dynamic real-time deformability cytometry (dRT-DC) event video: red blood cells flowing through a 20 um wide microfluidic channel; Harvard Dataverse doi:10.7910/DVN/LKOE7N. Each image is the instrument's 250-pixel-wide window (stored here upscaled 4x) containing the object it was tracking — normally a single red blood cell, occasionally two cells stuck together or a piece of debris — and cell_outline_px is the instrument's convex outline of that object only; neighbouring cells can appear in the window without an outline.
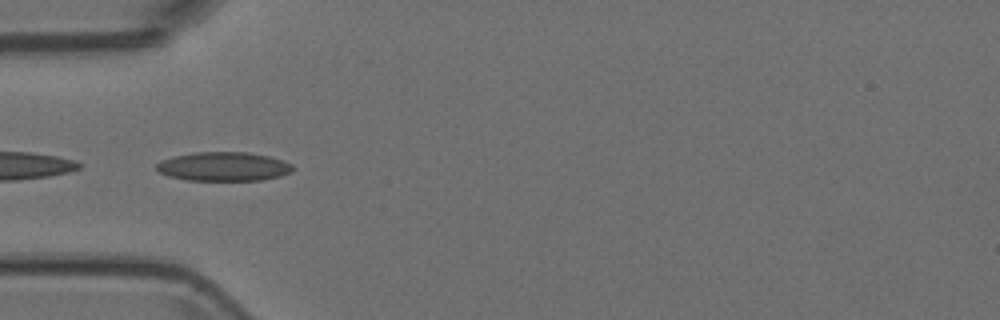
{"species": "Egyptian fruit bat (a non-hibernating species)", "species_latin": "Rousettus aegyptiacus", "temperature_condition": "room temperature", "stored_images_in_passage": 54, "camera_frame_rate_fps": 3000, "um_per_image_px": 0.085, "animal": {"sex": "female"}, "frame": {"image": 1, "passage_image": 17, "time_ms": 5.333, "image_size_px": [1000, 320], "cell_outline_px": [[292, 172], [280, 176], [260, 180], [188, 180], [168, 176], [160, 172], [156, 168], [156, 164], [160, 160], [172, 156], [192, 152], [248, 152], [268, 156], [284, 160], [292, 164]], "centroid_in_image_um": [18.99, 14.14], "position_along_channel_um": 66.0, "area_um2": 23.12}}
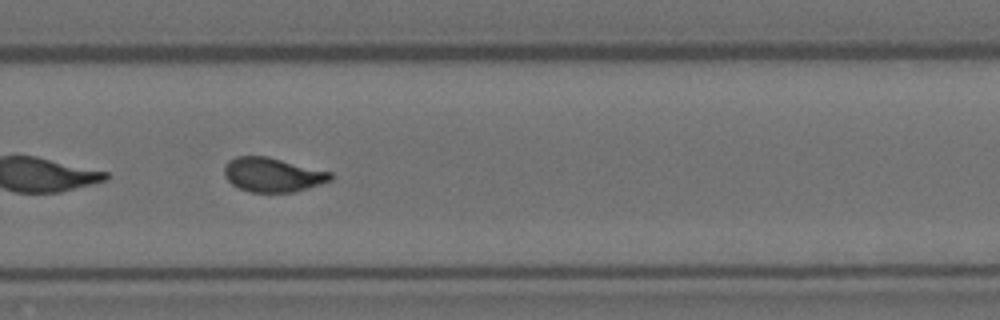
{"frame": {"image": 2, "passage_image": 36, "time_ms": 11.667, "image_size_px": [1000, 320], "cell_outline_px": [[332, 180], [320, 184], [292, 192], [248, 192], [232, 184], [224, 176], [224, 164], [228, 160], [236, 156], [268, 156], [332, 172]], "centroid_in_image_um": [23.15, 14.84], "position_along_channel_um": 306.7, "area_um2": 21.27}}
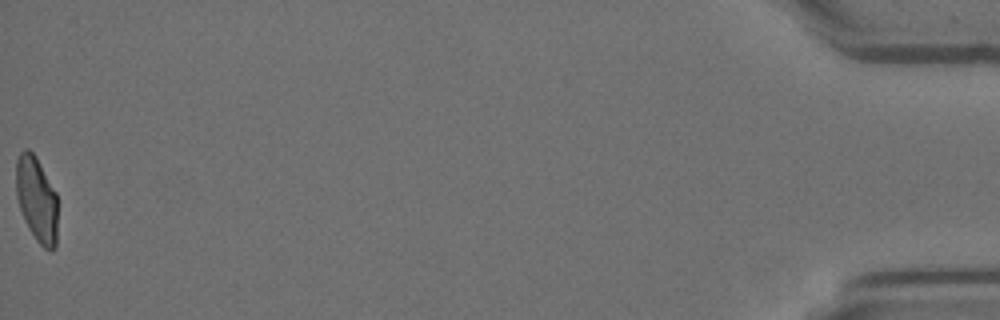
{"frame": {"image": 3, "passage_image": 54, "time_ms": 17.667, "image_size_px": [1000, 320], "cell_outline_px": [[56, 248], [52, 252], [44, 248], [36, 240], [28, 228], [20, 208], [16, 196], [16, 160], [20, 152], [24, 148], [28, 148], [36, 156], [56, 192]], "centroid_in_image_um": [3.1, 16.93], "position_along_channel_um": 432.1, "area_um2": 20.69}}